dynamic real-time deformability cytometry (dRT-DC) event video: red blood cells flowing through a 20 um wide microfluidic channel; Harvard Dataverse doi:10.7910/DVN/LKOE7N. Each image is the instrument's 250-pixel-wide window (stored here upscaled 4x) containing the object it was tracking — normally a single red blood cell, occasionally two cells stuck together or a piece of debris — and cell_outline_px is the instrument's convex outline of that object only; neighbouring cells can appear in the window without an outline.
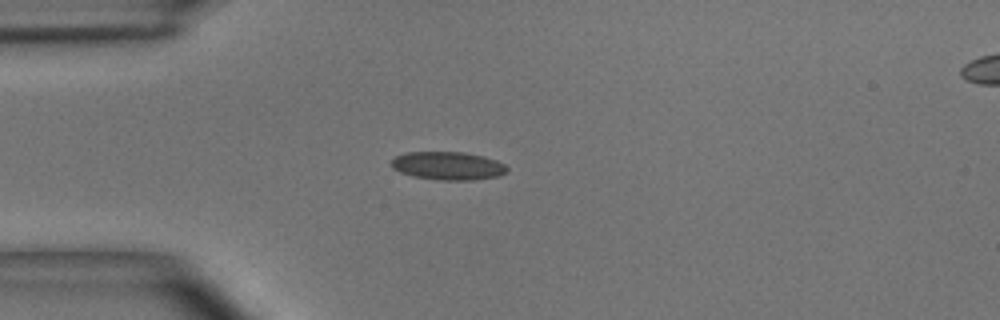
{"species": "common noctule bat (a hibernating species)", "species_latin": "Nyctalus noctula", "temperature_condition": "room temperature", "stored_images_in_passage": 2, "camera_frame_rate_fps": 3000, "um_per_image_px": 0.085, "animal": {"sex": "male", "body_mass_g": 15.6}, "frame": {"image": 1, "passage_image": 2, "time_ms": 0.333, "image_size_px": [1000, 320], "cell_outline_px": [[508, 168], [504, 172], [496, 176], [472, 180], [440, 180], [412, 176], [400, 172], [392, 168], [392, 160], [396, 156], [404, 152], [464, 152], [484, 156], [496, 160], [504, 164]], "centroid_in_image_um": [38.04, 14.08], "position_along_channel_um": 47.0, "area_um2": 18.9}}